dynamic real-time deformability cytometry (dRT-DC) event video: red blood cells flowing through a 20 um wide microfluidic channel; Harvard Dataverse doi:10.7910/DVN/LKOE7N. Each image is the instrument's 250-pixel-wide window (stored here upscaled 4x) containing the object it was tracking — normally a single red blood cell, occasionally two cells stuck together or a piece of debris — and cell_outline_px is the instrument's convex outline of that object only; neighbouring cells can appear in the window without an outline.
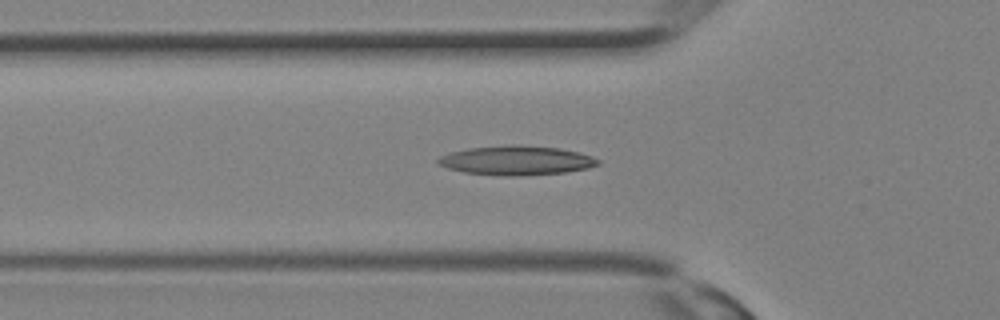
{"species": "Egyptian fruit bat (a non-hibernating species)", "species_latin": "Rousettus aegyptiacus", "temperature_condition": "room temperature", "stored_images_in_passage": 23, "camera_frame_rate_fps": 3000, "um_per_image_px": 0.085, "animal": {"sex": "female"}, "frame": {"image": 1, "passage_image": 2, "time_ms": 0.333, "image_size_px": [1000, 320], "cell_outline_px": [[600, 164], [588, 168], [564, 172], [520, 176], [504, 176], [464, 172], [448, 168], [436, 164], [436, 160], [440, 156], [452, 152], [468, 148], [508, 144], [520, 144], [560, 148], [580, 152], [592, 156], [600, 160]], "centroid_in_image_um": [43.9, 13.62], "position_along_channel_um": 81.9, "area_um2": 27.57}}
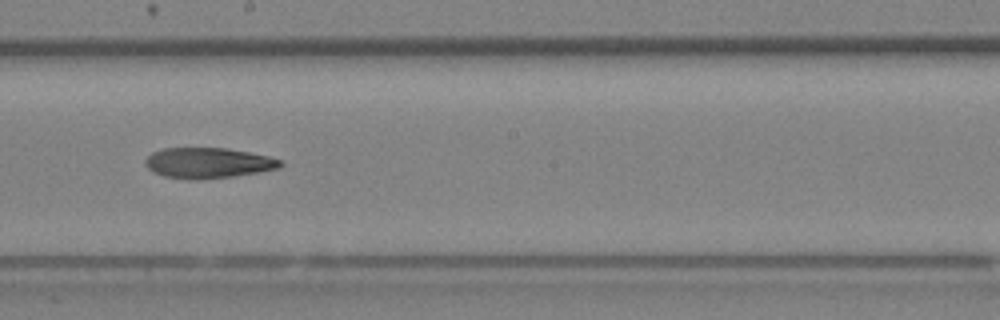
{"frame": {"image": 2, "passage_image": 9, "time_ms": 2.667, "image_size_px": [1000, 320], "cell_outline_px": [[284, 164], [280, 168], [232, 176], [200, 180], [192, 180], [164, 176], [152, 172], [144, 164], [144, 160], [152, 152], [164, 148], [228, 148], [268, 156], [280, 160]], "centroid_in_image_um": [17.65, 13.85], "position_along_channel_um": 230.5, "area_um2": 24.04}}
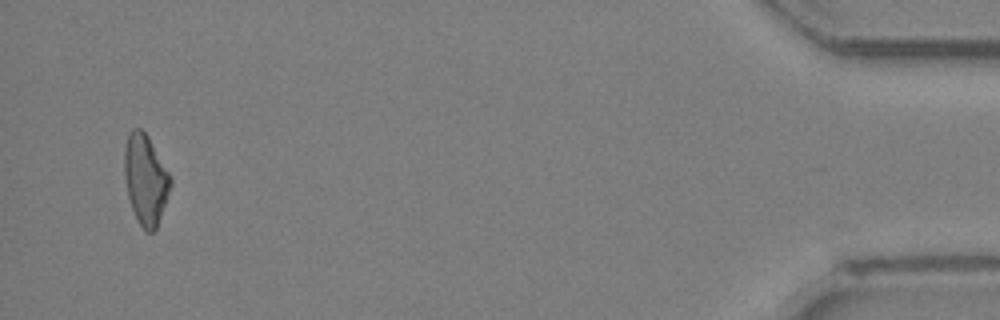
{"frame": {"image": 3, "passage_image": 22, "time_ms": 7.0, "image_size_px": [1000, 320], "cell_outline_px": [[172, 184], [156, 228], [152, 232], [144, 232], [132, 208], [128, 196], [124, 180], [124, 144], [128, 132], [132, 128], [140, 128], [148, 136], [172, 176]], "centroid_in_image_um": [12.36, 15.21], "position_along_channel_um": 422.8, "area_um2": 24.39}}